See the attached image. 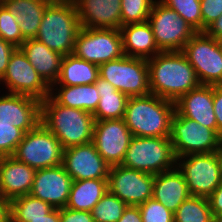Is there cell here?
<instances>
[{"label":"cell","instance_id":"6da1fadb","mask_svg":"<svg viewBox=\"0 0 222 222\" xmlns=\"http://www.w3.org/2000/svg\"><path fill=\"white\" fill-rule=\"evenodd\" d=\"M150 94L176 102L181 96L199 87L194 68L182 51H167L147 60Z\"/></svg>","mask_w":222,"mask_h":222},{"label":"cell","instance_id":"7a4b0ae2","mask_svg":"<svg viewBox=\"0 0 222 222\" xmlns=\"http://www.w3.org/2000/svg\"><path fill=\"white\" fill-rule=\"evenodd\" d=\"M40 122L58 138L63 149L92 142L93 114L62 106L50 95L41 101Z\"/></svg>","mask_w":222,"mask_h":222},{"label":"cell","instance_id":"3957f363","mask_svg":"<svg viewBox=\"0 0 222 222\" xmlns=\"http://www.w3.org/2000/svg\"><path fill=\"white\" fill-rule=\"evenodd\" d=\"M175 103L154 94L129 97L124 121L132 136L170 137Z\"/></svg>","mask_w":222,"mask_h":222},{"label":"cell","instance_id":"277c9868","mask_svg":"<svg viewBox=\"0 0 222 222\" xmlns=\"http://www.w3.org/2000/svg\"><path fill=\"white\" fill-rule=\"evenodd\" d=\"M80 28L73 0H52L45 9L35 39L66 56L73 53Z\"/></svg>","mask_w":222,"mask_h":222},{"label":"cell","instance_id":"5b68a950","mask_svg":"<svg viewBox=\"0 0 222 222\" xmlns=\"http://www.w3.org/2000/svg\"><path fill=\"white\" fill-rule=\"evenodd\" d=\"M122 166L148 174H160L176 167V157L169 137L131 138Z\"/></svg>","mask_w":222,"mask_h":222},{"label":"cell","instance_id":"8992f818","mask_svg":"<svg viewBox=\"0 0 222 222\" xmlns=\"http://www.w3.org/2000/svg\"><path fill=\"white\" fill-rule=\"evenodd\" d=\"M169 138L176 158L217 152L222 145V137L216 131L176 111L171 121Z\"/></svg>","mask_w":222,"mask_h":222},{"label":"cell","instance_id":"52a82bcc","mask_svg":"<svg viewBox=\"0 0 222 222\" xmlns=\"http://www.w3.org/2000/svg\"><path fill=\"white\" fill-rule=\"evenodd\" d=\"M99 77L128 97L150 94L149 68L146 59L124 55L102 63L99 66Z\"/></svg>","mask_w":222,"mask_h":222},{"label":"cell","instance_id":"ba28073f","mask_svg":"<svg viewBox=\"0 0 222 222\" xmlns=\"http://www.w3.org/2000/svg\"><path fill=\"white\" fill-rule=\"evenodd\" d=\"M63 151L58 138L40 122L25 133L12 156L37 170L61 165Z\"/></svg>","mask_w":222,"mask_h":222},{"label":"cell","instance_id":"9c48e42d","mask_svg":"<svg viewBox=\"0 0 222 222\" xmlns=\"http://www.w3.org/2000/svg\"><path fill=\"white\" fill-rule=\"evenodd\" d=\"M182 52L194 68L201 85H222V45L220 40L197 32Z\"/></svg>","mask_w":222,"mask_h":222},{"label":"cell","instance_id":"30bf717a","mask_svg":"<svg viewBox=\"0 0 222 222\" xmlns=\"http://www.w3.org/2000/svg\"><path fill=\"white\" fill-rule=\"evenodd\" d=\"M156 45L161 52L182 51L197 31L176 11L156 0L148 17Z\"/></svg>","mask_w":222,"mask_h":222},{"label":"cell","instance_id":"8fae6325","mask_svg":"<svg viewBox=\"0 0 222 222\" xmlns=\"http://www.w3.org/2000/svg\"><path fill=\"white\" fill-rule=\"evenodd\" d=\"M73 54L97 66L124 56L122 35L118 29L81 27Z\"/></svg>","mask_w":222,"mask_h":222},{"label":"cell","instance_id":"7c38bea8","mask_svg":"<svg viewBox=\"0 0 222 222\" xmlns=\"http://www.w3.org/2000/svg\"><path fill=\"white\" fill-rule=\"evenodd\" d=\"M190 195L208 198L221 184L217 152L190 154L176 158Z\"/></svg>","mask_w":222,"mask_h":222},{"label":"cell","instance_id":"4fadbf2b","mask_svg":"<svg viewBox=\"0 0 222 222\" xmlns=\"http://www.w3.org/2000/svg\"><path fill=\"white\" fill-rule=\"evenodd\" d=\"M0 84L8 89L7 93L27 95L40 101L50 95V86L30 64L20 47L13 51Z\"/></svg>","mask_w":222,"mask_h":222},{"label":"cell","instance_id":"5bb4252c","mask_svg":"<svg viewBox=\"0 0 222 222\" xmlns=\"http://www.w3.org/2000/svg\"><path fill=\"white\" fill-rule=\"evenodd\" d=\"M154 175L122 165L110 166L108 191L128 206H139L153 197Z\"/></svg>","mask_w":222,"mask_h":222},{"label":"cell","instance_id":"9a60e30c","mask_svg":"<svg viewBox=\"0 0 222 222\" xmlns=\"http://www.w3.org/2000/svg\"><path fill=\"white\" fill-rule=\"evenodd\" d=\"M132 137L123 118L94 123L92 142L110 166L121 165Z\"/></svg>","mask_w":222,"mask_h":222},{"label":"cell","instance_id":"2e32d148","mask_svg":"<svg viewBox=\"0 0 222 222\" xmlns=\"http://www.w3.org/2000/svg\"><path fill=\"white\" fill-rule=\"evenodd\" d=\"M62 166L73 181L108 179L110 169L93 142L64 149Z\"/></svg>","mask_w":222,"mask_h":222},{"label":"cell","instance_id":"e0dca14e","mask_svg":"<svg viewBox=\"0 0 222 222\" xmlns=\"http://www.w3.org/2000/svg\"><path fill=\"white\" fill-rule=\"evenodd\" d=\"M73 179L62 164L37 169L30 195L47 202L53 208L66 207Z\"/></svg>","mask_w":222,"mask_h":222},{"label":"cell","instance_id":"ac0fdd59","mask_svg":"<svg viewBox=\"0 0 222 222\" xmlns=\"http://www.w3.org/2000/svg\"><path fill=\"white\" fill-rule=\"evenodd\" d=\"M0 96V124L12 125L25 133L41 118V101L27 95L7 93Z\"/></svg>","mask_w":222,"mask_h":222},{"label":"cell","instance_id":"d6986e66","mask_svg":"<svg viewBox=\"0 0 222 222\" xmlns=\"http://www.w3.org/2000/svg\"><path fill=\"white\" fill-rule=\"evenodd\" d=\"M73 2L81 27L120 30L121 0H73Z\"/></svg>","mask_w":222,"mask_h":222},{"label":"cell","instance_id":"ffe728a7","mask_svg":"<svg viewBox=\"0 0 222 222\" xmlns=\"http://www.w3.org/2000/svg\"><path fill=\"white\" fill-rule=\"evenodd\" d=\"M175 111L218 133L213 107V85H200L175 102Z\"/></svg>","mask_w":222,"mask_h":222},{"label":"cell","instance_id":"44dd1931","mask_svg":"<svg viewBox=\"0 0 222 222\" xmlns=\"http://www.w3.org/2000/svg\"><path fill=\"white\" fill-rule=\"evenodd\" d=\"M36 169L13 156L0 157V196L9 202L30 193Z\"/></svg>","mask_w":222,"mask_h":222},{"label":"cell","instance_id":"7402d4cb","mask_svg":"<svg viewBox=\"0 0 222 222\" xmlns=\"http://www.w3.org/2000/svg\"><path fill=\"white\" fill-rule=\"evenodd\" d=\"M189 196L186 180L177 167L154 175L153 198L171 212L174 213Z\"/></svg>","mask_w":222,"mask_h":222},{"label":"cell","instance_id":"603a6c76","mask_svg":"<svg viewBox=\"0 0 222 222\" xmlns=\"http://www.w3.org/2000/svg\"><path fill=\"white\" fill-rule=\"evenodd\" d=\"M124 55L150 59L160 53L156 45L153 30L148 21L142 23H131L121 26Z\"/></svg>","mask_w":222,"mask_h":222},{"label":"cell","instance_id":"cb8c5ba5","mask_svg":"<svg viewBox=\"0 0 222 222\" xmlns=\"http://www.w3.org/2000/svg\"><path fill=\"white\" fill-rule=\"evenodd\" d=\"M20 48L30 64L51 87L59 77L63 55L52 51L35 38L25 40Z\"/></svg>","mask_w":222,"mask_h":222},{"label":"cell","instance_id":"d4e9b609","mask_svg":"<svg viewBox=\"0 0 222 222\" xmlns=\"http://www.w3.org/2000/svg\"><path fill=\"white\" fill-rule=\"evenodd\" d=\"M52 0H0L15 15L25 40L37 36L47 5Z\"/></svg>","mask_w":222,"mask_h":222},{"label":"cell","instance_id":"484cf974","mask_svg":"<svg viewBox=\"0 0 222 222\" xmlns=\"http://www.w3.org/2000/svg\"><path fill=\"white\" fill-rule=\"evenodd\" d=\"M50 96L60 105L77 108L93 114L99 103L96 83L74 86H51Z\"/></svg>","mask_w":222,"mask_h":222},{"label":"cell","instance_id":"4316f807","mask_svg":"<svg viewBox=\"0 0 222 222\" xmlns=\"http://www.w3.org/2000/svg\"><path fill=\"white\" fill-rule=\"evenodd\" d=\"M98 77L99 66L72 53L63 56L59 77L52 86L89 85L94 84Z\"/></svg>","mask_w":222,"mask_h":222},{"label":"cell","instance_id":"83f0119b","mask_svg":"<svg viewBox=\"0 0 222 222\" xmlns=\"http://www.w3.org/2000/svg\"><path fill=\"white\" fill-rule=\"evenodd\" d=\"M95 83L100 96L98 106L93 113L95 121L124 118L129 97L100 77Z\"/></svg>","mask_w":222,"mask_h":222},{"label":"cell","instance_id":"f1b7e54d","mask_svg":"<svg viewBox=\"0 0 222 222\" xmlns=\"http://www.w3.org/2000/svg\"><path fill=\"white\" fill-rule=\"evenodd\" d=\"M107 190V179L73 181L66 207L91 212Z\"/></svg>","mask_w":222,"mask_h":222},{"label":"cell","instance_id":"f546056e","mask_svg":"<svg viewBox=\"0 0 222 222\" xmlns=\"http://www.w3.org/2000/svg\"><path fill=\"white\" fill-rule=\"evenodd\" d=\"M53 207L30 194L10 201L11 222H30L31 219L45 218Z\"/></svg>","mask_w":222,"mask_h":222},{"label":"cell","instance_id":"4dcf8cb0","mask_svg":"<svg viewBox=\"0 0 222 222\" xmlns=\"http://www.w3.org/2000/svg\"><path fill=\"white\" fill-rule=\"evenodd\" d=\"M174 222H213L208 198L190 195L174 212Z\"/></svg>","mask_w":222,"mask_h":222},{"label":"cell","instance_id":"1f68e13d","mask_svg":"<svg viewBox=\"0 0 222 222\" xmlns=\"http://www.w3.org/2000/svg\"><path fill=\"white\" fill-rule=\"evenodd\" d=\"M127 204L108 190L91 210L94 222H118Z\"/></svg>","mask_w":222,"mask_h":222},{"label":"cell","instance_id":"d6a6232c","mask_svg":"<svg viewBox=\"0 0 222 222\" xmlns=\"http://www.w3.org/2000/svg\"><path fill=\"white\" fill-rule=\"evenodd\" d=\"M166 7L176 11L197 32H202L200 0H158Z\"/></svg>","mask_w":222,"mask_h":222},{"label":"cell","instance_id":"836d02e7","mask_svg":"<svg viewBox=\"0 0 222 222\" xmlns=\"http://www.w3.org/2000/svg\"><path fill=\"white\" fill-rule=\"evenodd\" d=\"M155 1L156 0H121L122 26L148 21Z\"/></svg>","mask_w":222,"mask_h":222},{"label":"cell","instance_id":"e575fe53","mask_svg":"<svg viewBox=\"0 0 222 222\" xmlns=\"http://www.w3.org/2000/svg\"><path fill=\"white\" fill-rule=\"evenodd\" d=\"M0 37L4 41L12 43L15 47H20L25 41L19 28V24L15 19V15L11 13L1 2Z\"/></svg>","mask_w":222,"mask_h":222},{"label":"cell","instance_id":"d590c367","mask_svg":"<svg viewBox=\"0 0 222 222\" xmlns=\"http://www.w3.org/2000/svg\"><path fill=\"white\" fill-rule=\"evenodd\" d=\"M138 207L143 222H174V213L153 197Z\"/></svg>","mask_w":222,"mask_h":222},{"label":"cell","instance_id":"8d00e7d4","mask_svg":"<svg viewBox=\"0 0 222 222\" xmlns=\"http://www.w3.org/2000/svg\"><path fill=\"white\" fill-rule=\"evenodd\" d=\"M24 135L22 129L0 124V157L12 156Z\"/></svg>","mask_w":222,"mask_h":222},{"label":"cell","instance_id":"74e56055","mask_svg":"<svg viewBox=\"0 0 222 222\" xmlns=\"http://www.w3.org/2000/svg\"><path fill=\"white\" fill-rule=\"evenodd\" d=\"M202 32L222 14V0H200Z\"/></svg>","mask_w":222,"mask_h":222},{"label":"cell","instance_id":"f35d334b","mask_svg":"<svg viewBox=\"0 0 222 222\" xmlns=\"http://www.w3.org/2000/svg\"><path fill=\"white\" fill-rule=\"evenodd\" d=\"M60 222H94L91 212L60 208Z\"/></svg>","mask_w":222,"mask_h":222},{"label":"cell","instance_id":"ab89813d","mask_svg":"<svg viewBox=\"0 0 222 222\" xmlns=\"http://www.w3.org/2000/svg\"><path fill=\"white\" fill-rule=\"evenodd\" d=\"M213 107L218 134L222 137V85H213Z\"/></svg>","mask_w":222,"mask_h":222},{"label":"cell","instance_id":"60d3db41","mask_svg":"<svg viewBox=\"0 0 222 222\" xmlns=\"http://www.w3.org/2000/svg\"><path fill=\"white\" fill-rule=\"evenodd\" d=\"M16 48L12 43L0 37V79L4 76L10 57Z\"/></svg>","mask_w":222,"mask_h":222},{"label":"cell","instance_id":"b9f144b4","mask_svg":"<svg viewBox=\"0 0 222 222\" xmlns=\"http://www.w3.org/2000/svg\"><path fill=\"white\" fill-rule=\"evenodd\" d=\"M212 215H222V183L208 197Z\"/></svg>","mask_w":222,"mask_h":222},{"label":"cell","instance_id":"7bdbcfd3","mask_svg":"<svg viewBox=\"0 0 222 222\" xmlns=\"http://www.w3.org/2000/svg\"><path fill=\"white\" fill-rule=\"evenodd\" d=\"M118 222H143L138 206H127Z\"/></svg>","mask_w":222,"mask_h":222},{"label":"cell","instance_id":"ee69618b","mask_svg":"<svg viewBox=\"0 0 222 222\" xmlns=\"http://www.w3.org/2000/svg\"><path fill=\"white\" fill-rule=\"evenodd\" d=\"M209 37L216 40L222 38V14L221 16L212 22L204 31Z\"/></svg>","mask_w":222,"mask_h":222},{"label":"cell","instance_id":"f6af8a7d","mask_svg":"<svg viewBox=\"0 0 222 222\" xmlns=\"http://www.w3.org/2000/svg\"><path fill=\"white\" fill-rule=\"evenodd\" d=\"M30 222H60V208H53L45 218L31 219Z\"/></svg>","mask_w":222,"mask_h":222},{"label":"cell","instance_id":"bcb514c9","mask_svg":"<svg viewBox=\"0 0 222 222\" xmlns=\"http://www.w3.org/2000/svg\"><path fill=\"white\" fill-rule=\"evenodd\" d=\"M10 217V202L0 196V222H5Z\"/></svg>","mask_w":222,"mask_h":222},{"label":"cell","instance_id":"7dc6e473","mask_svg":"<svg viewBox=\"0 0 222 222\" xmlns=\"http://www.w3.org/2000/svg\"><path fill=\"white\" fill-rule=\"evenodd\" d=\"M217 160L219 163L220 182L222 183V145L217 151Z\"/></svg>","mask_w":222,"mask_h":222},{"label":"cell","instance_id":"c3c4849f","mask_svg":"<svg viewBox=\"0 0 222 222\" xmlns=\"http://www.w3.org/2000/svg\"><path fill=\"white\" fill-rule=\"evenodd\" d=\"M213 222H222V215L213 216Z\"/></svg>","mask_w":222,"mask_h":222},{"label":"cell","instance_id":"681fc988","mask_svg":"<svg viewBox=\"0 0 222 222\" xmlns=\"http://www.w3.org/2000/svg\"><path fill=\"white\" fill-rule=\"evenodd\" d=\"M5 222H11L10 217Z\"/></svg>","mask_w":222,"mask_h":222}]
</instances>
